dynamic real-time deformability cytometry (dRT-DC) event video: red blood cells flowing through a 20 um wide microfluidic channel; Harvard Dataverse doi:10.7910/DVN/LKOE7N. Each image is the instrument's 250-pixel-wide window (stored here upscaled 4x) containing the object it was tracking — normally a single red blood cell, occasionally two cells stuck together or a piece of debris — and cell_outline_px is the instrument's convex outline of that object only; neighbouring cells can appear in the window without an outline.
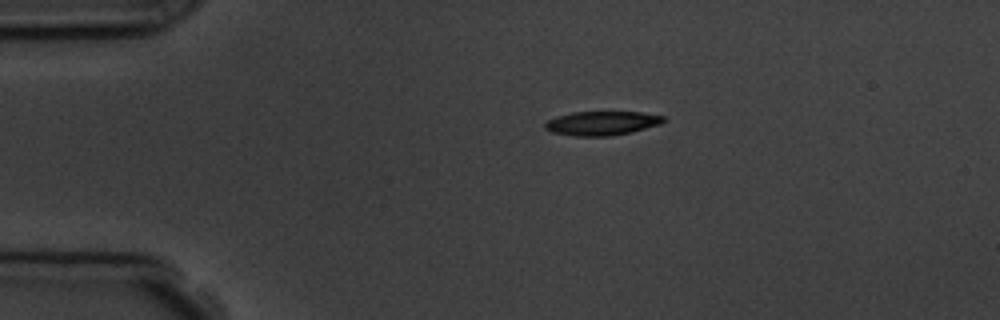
{"species": "common noctule bat (a hibernating species)", "species_latin": "Nyctalus noctula", "temperature_condition": "room temperature", "stored_images_in_passage": 4, "camera_frame_rate_fps": 3000, "um_per_image_px": 0.085, "animal": {"sex": "male", "body_mass_g": 19.5, "forearm_length_mm": 54.6}, "frame": {"image": 1, "passage_image": 1, "time_ms": 0.0, "image_size_px": [1000, 320], "cell_outline_px": [[668, 120], [660, 124], [632, 132], [612, 136], [576, 136], [552, 132], [544, 128], [544, 124], [548, 120], [556, 116], [572, 112], [640, 112], [664, 116]], "centroid_in_image_um": [51.17, 10.47], "position_along_channel_um": 33.8, "area_um2": 16.7}}
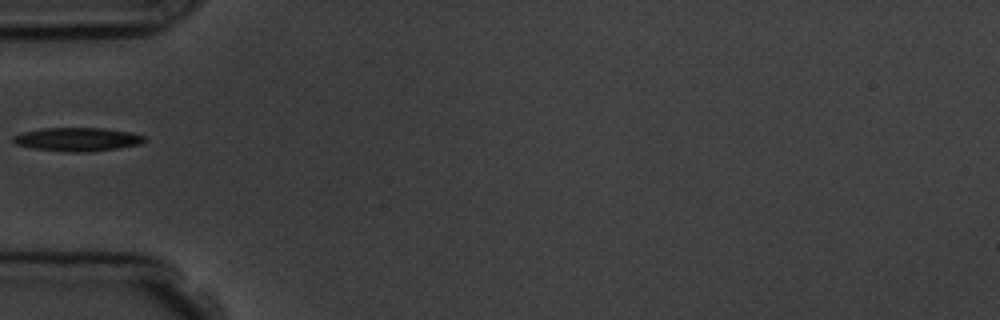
{"frame": {"image": 2, "passage_image": 3, "time_ms": 2.333, "image_size_px": [1000, 320], "cell_outline_px": [[148, 140], [140, 144], [92, 152], [68, 152], [32, 148], [16, 144], [12, 140], [12, 136], [20, 132], [40, 128], [104, 128], [132, 132], [144, 136]], "centroid_in_image_um": [6.57, 11.84], "position_along_channel_um": 78.4, "area_um2": 18.26}}